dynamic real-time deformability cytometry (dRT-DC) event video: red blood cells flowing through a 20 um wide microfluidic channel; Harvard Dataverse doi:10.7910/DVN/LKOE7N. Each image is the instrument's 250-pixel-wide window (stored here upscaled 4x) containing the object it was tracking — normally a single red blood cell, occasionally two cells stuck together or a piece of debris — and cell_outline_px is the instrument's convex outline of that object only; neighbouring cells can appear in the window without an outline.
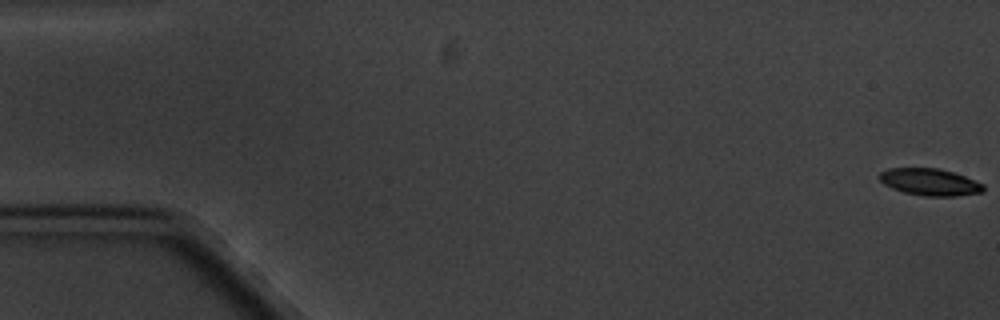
{"species": "common noctule bat (a hibernating species)", "species_latin": "Nyctalus noctula", "temperature_condition": "cold", "stored_images_in_passage": 9, "camera_frame_rate_fps": 3000, "um_per_image_px": 0.085, "animal": {"sex": "male", "body_mass_g": 20.1, "forearm_length_mm": 53.5}, "frame": {"image": 1, "passage_image": 1, "time_ms": 0.0, "image_size_px": [1000, 320], "cell_outline_px": [[984, 192], [956, 196], [924, 196], [904, 192], [892, 188], [884, 184], [880, 180], [880, 172], [888, 168], [936, 168], [952, 172], [964, 176], [984, 184]], "centroid_in_image_um": [79.04, 15.48], "position_along_channel_um": 6.0, "area_um2": 16.24}}
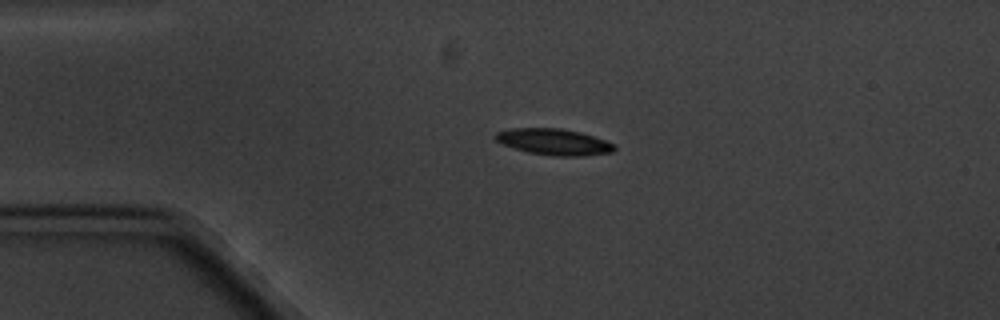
{"frame": {"image": 2, "passage_image": 4, "time_ms": 4.333, "image_size_px": [1000, 320], "cell_outline_px": [[616, 148], [612, 152], [584, 156], [556, 156], [528, 152], [504, 144], [496, 140], [496, 132], [508, 128], [560, 128], [580, 132], [616, 144]], "centroid_in_image_um": [47.11, 12.05], "position_along_channel_um": 37.9, "area_um2": 18.03}}